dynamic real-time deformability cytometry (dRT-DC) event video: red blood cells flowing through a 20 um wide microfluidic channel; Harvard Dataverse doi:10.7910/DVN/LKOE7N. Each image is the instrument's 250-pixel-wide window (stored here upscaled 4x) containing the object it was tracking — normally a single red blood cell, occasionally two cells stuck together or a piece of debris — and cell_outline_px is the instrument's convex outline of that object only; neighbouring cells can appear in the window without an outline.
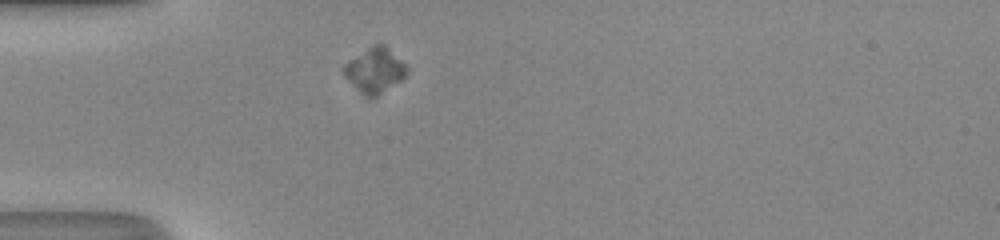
{"species": "human", "species_latin": "Homo sapiens", "temperature_condition": "room temperature", "stored_images_in_passage": 38, "camera_frame_rate_fps": 3000, "um_per_image_px": 0.085, "donor": {"sex": "male"}, "frame": {"image": 1, "passage_image": 4, "time_ms": 1.0, "image_size_px": [1000, 240], "cell_outline_px": [[408, 72], [400, 80], [376, 96], [364, 96], [344, 76], [344, 64], [348, 60], [372, 44], [384, 44], [408, 68]], "centroid_in_image_um": [31.83, 5.95], "position_along_channel_um": 53.2, "area_um2": 16.07}}
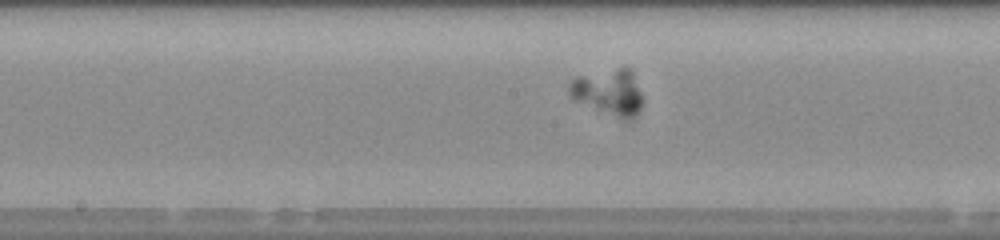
{"frame": {"image": 2, "passage_image": 15, "time_ms": 4.667, "image_size_px": [1000, 240], "cell_outline_px": [[640, 108], [636, 116], [632, 120], [620, 120], [572, 100], [568, 92], [568, 84], [576, 76], [620, 68], [628, 68], [632, 72], [640, 92]], "centroid_in_image_um": [51.69, 7.89], "position_along_channel_um": 196.5, "area_um2": 19.77}}
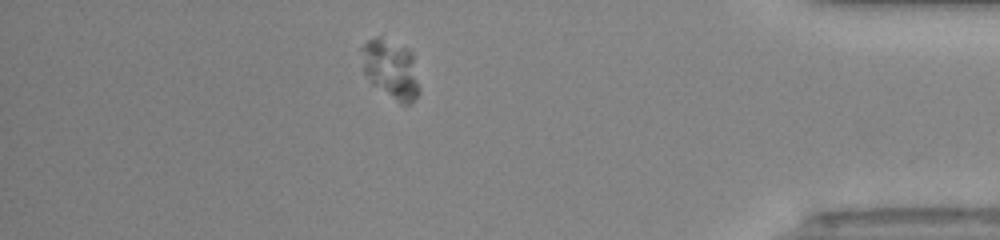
{"frame": {"image": 3, "passage_image": 32, "time_ms": 10.333, "image_size_px": [1000, 240], "cell_outline_px": [[420, 92], [408, 104], [400, 104], [372, 84], [364, 72], [360, 48], [368, 40], [376, 36], [380, 36], [408, 48], [412, 52], [420, 88]], "centroid_in_image_um": [33.22, 5.86], "position_along_channel_um": 402.0, "area_um2": 20.0}}